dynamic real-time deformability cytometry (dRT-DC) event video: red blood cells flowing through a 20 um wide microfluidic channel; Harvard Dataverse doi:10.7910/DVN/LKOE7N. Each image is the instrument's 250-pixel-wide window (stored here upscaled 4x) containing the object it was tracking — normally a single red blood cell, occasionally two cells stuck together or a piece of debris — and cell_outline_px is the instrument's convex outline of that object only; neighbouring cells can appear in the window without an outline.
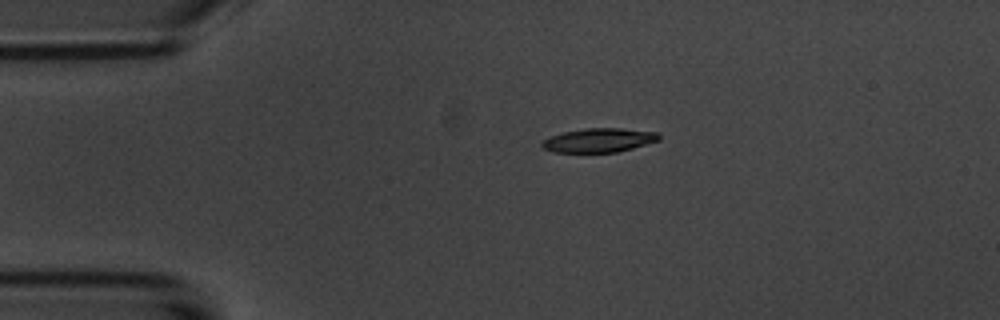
{"species": "common noctule bat (a hibernating species)", "species_latin": "Nyctalus noctula", "temperature_condition": "room temperature", "stored_images_in_passage": 4, "camera_frame_rate_fps": 3000, "um_per_image_px": 0.085, "animal": {"sex": "male", "body_mass_g": 20.1, "forearm_length_mm": 53.5}, "frame": {"image": 1, "passage_image": 4, "time_ms": 3.667, "image_size_px": [1000, 320], "cell_outline_px": [[660, 140], [632, 148], [616, 152], [552, 152], [544, 148], [540, 144], [544, 140], [552, 136], [564, 132], [584, 128], [620, 128], [656, 132], [660, 136]], "centroid_in_image_um": [50.91, 11.92], "position_along_channel_um": 34.1, "area_um2": 16.18}}